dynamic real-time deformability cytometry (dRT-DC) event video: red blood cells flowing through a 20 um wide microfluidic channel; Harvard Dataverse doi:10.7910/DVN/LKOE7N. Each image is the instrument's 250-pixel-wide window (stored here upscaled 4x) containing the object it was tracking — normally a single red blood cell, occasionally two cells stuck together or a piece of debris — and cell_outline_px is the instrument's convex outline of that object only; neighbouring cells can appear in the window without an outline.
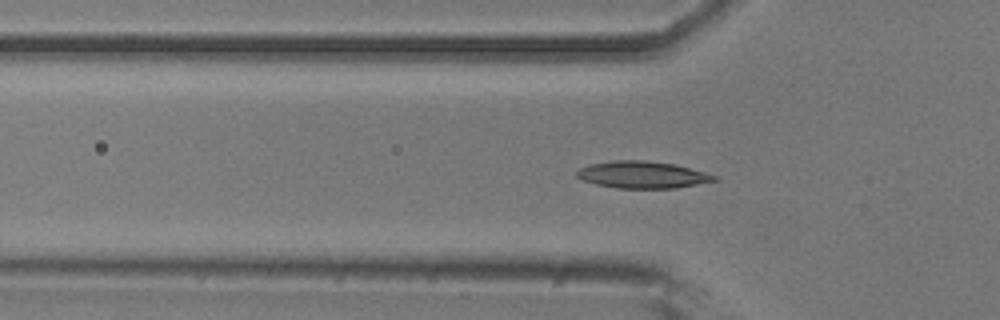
{"species": "common noctule bat (a hibernating species)", "species_latin": "Nyctalus noctula", "temperature_condition": "room temperature", "stored_images_in_passage": 45, "camera_frame_rate_fps": 3000, "um_per_image_px": 0.085, "animal": {"sex": "male", "body_mass_g": 20.5, "forearm_length_mm": 52.5}, "frame": {"image": 1, "passage_image": 15, "time_ms": 4.667, "image_size_px": [1000, 320], "cell_outline_px": [[720, 180], [676, 188], [616, 188], [596, 184], [584, 180], [576, 176], [576, 172], [580, 168], [588, 164], [612, 160], [644, 160], [676, 164], [704, 172], [716, 176]], "centroid_in_image_um": [54.61, 14.85], "position_along_channel_um": 71.2, "area_um2": 21.68}}
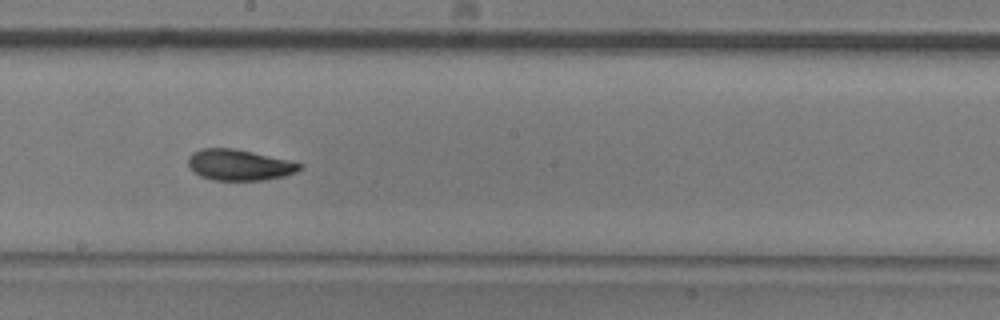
{"frame": {"image": 2, "passage_image": 27, "time_ms": 8.667, "image_size_px": [1000, 320], "cell_outline_px": [[304, 168], [296, 172], [284, 176], [264, 180], [212, 180], [200, 176], [188, 164], [188, 156], [192, 152], [200, 148], [232, 148], [252, 152], [288, 160], [304, 164]], "centroid_in_image_um": [20.35, 14.02], "position_along_channel_um": 227.8, "area_um2": 20.11}}
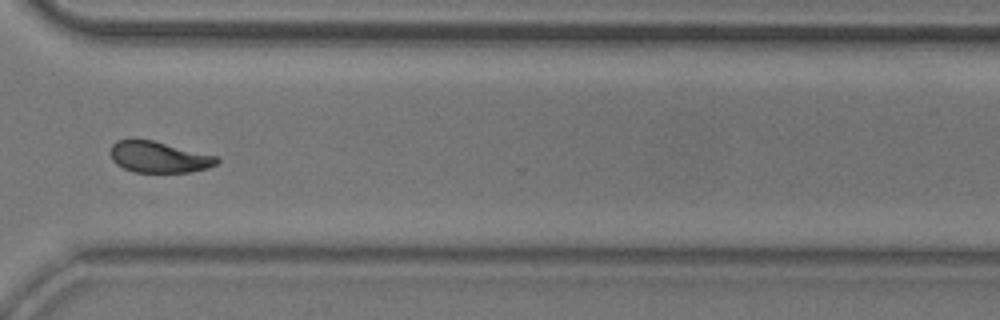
{"frame": {"image": 3, "passage_image": 37, "time_ms": 12.0, "image_size_px": [1000, 320], "cell_outline_px": [[220, 160], [216, 164], [208, 168], [192, 172], [132, 172], [116, 164], [112, 160], [112, 144], [116, 140], [152, 140], [220, 156]], "centroid_in_image_um": [13.57, 13.36], "position_along_channel_um": 357.0, "area_um2": 19.36}, "authors_computed_cell_mechanics": {"area_um2": 20.1144, "velocity_mm_per_s": 3.8872, "shape_relaxation_time_tau1_ms": 4.6868, "shape_relaxation_time_tau2_ms": 1.9919, "deformation_change_tau1": 0.1473, "deformation_change_tau2": 0.0712}}